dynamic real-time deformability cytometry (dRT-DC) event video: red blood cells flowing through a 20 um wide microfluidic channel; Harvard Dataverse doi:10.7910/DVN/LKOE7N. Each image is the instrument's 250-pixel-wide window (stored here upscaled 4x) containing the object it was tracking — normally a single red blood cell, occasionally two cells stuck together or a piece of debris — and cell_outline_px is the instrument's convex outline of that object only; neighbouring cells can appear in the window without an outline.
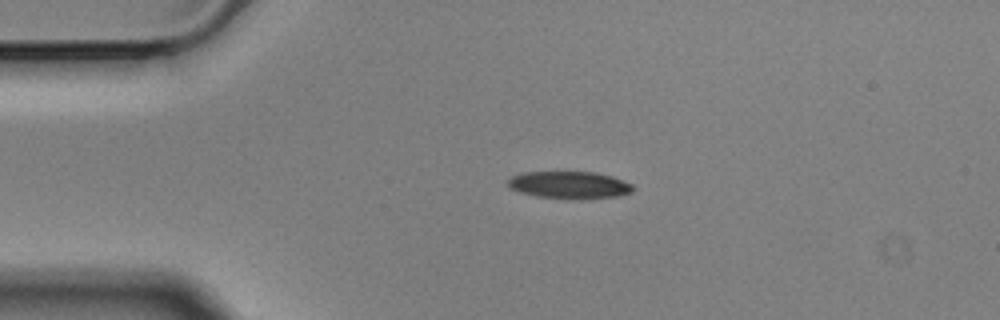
{"species": "Egyptian fruit bat (a non-hibernating species)", "species_latin": "Rousettus aegyptiacus", "temperature_condition": "cold", "stored_images_in_passage": 45, "camera_frame_rate_fps": 3000, "um_per_image_px": 0.085, "animal": {"sex": "male"}, "frame": {"image": 1, "passage_image": 1, "time_ms": 0.0, "image_size_px": [1000, 320], "cell_outline_px": [[632, 192], [616, 196], [580, 200], [576, 200], [536, 196], [520, 192], [508, 188], [508, 180], [512, 176], [520, 172], [596, 172], [612, 176], [632, 184]], "centroid_in_image_um": [48.37, 15.73], "position_along_channel_um": 36.6, "area_um2": 20.06}}
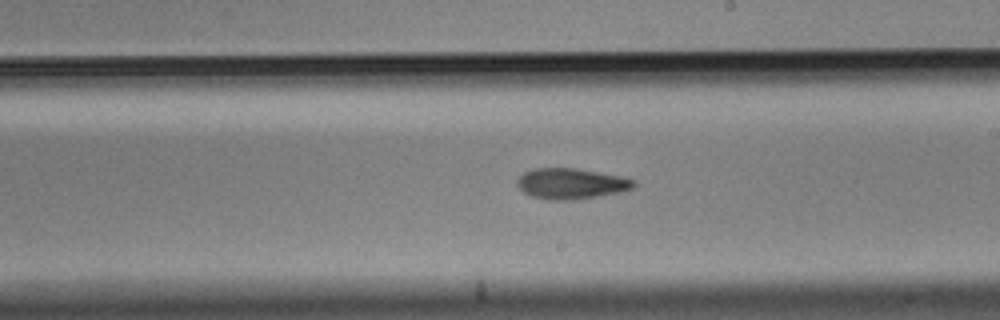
{"frame": {"image": 2, "passage_image": 21, "time_ms": 6.667, "image_size_px": [1000, 320], "cell_outline_px": [[636, 184], [632, 188], [620, 192], [576, 200], [552, 200], [532, 196], [524, 192], [516, 184], [516, 180], [524, 172], [532, 168], [576, 168], [620, 176], [636, 180]], "centroid_in_image_um": [48.54, 15.6], "position_along_channel_um": 240.5, "area_um2": 20.87}}
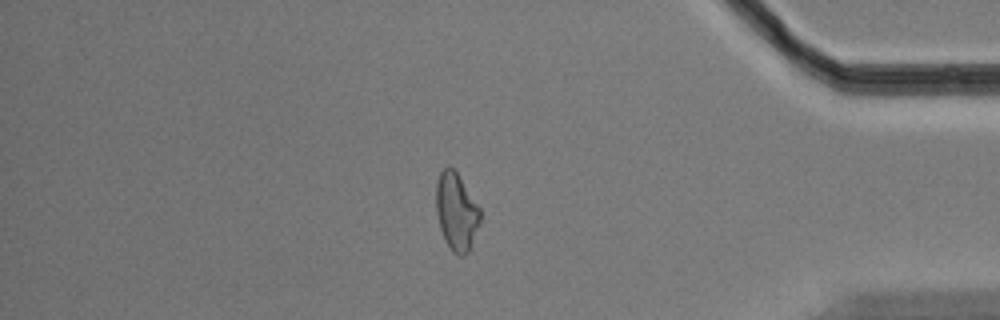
{"frame": {"image": 3, "passage_image": 37, "time_ms": 12.0, "image_size_px": [1000, 320], "cell_outline_px": [[480, 224], [468, 252], [464, 256], [460, 256], [452, 252], [440, 228], [436, 212], [436, 180], [440, 172], [448, 164], [456, 172], [480, 208]], "centroid_in_image_um": [38.78, 17.98], "position_along_channel_um": 396.4, "area_um2": 19.77}, "authors_computed_cell_mechanics": {"area_um2": 20.6346, "velocity_mm_per_s": 3.5235, "shape_relaxation_time_tau1_ms": 5.0523, "shape_relaxation_time_tau2_ms": 5.8561, "deformation_change_tau1": 0.1572, "deformation_change_tau2": 0.1443}}